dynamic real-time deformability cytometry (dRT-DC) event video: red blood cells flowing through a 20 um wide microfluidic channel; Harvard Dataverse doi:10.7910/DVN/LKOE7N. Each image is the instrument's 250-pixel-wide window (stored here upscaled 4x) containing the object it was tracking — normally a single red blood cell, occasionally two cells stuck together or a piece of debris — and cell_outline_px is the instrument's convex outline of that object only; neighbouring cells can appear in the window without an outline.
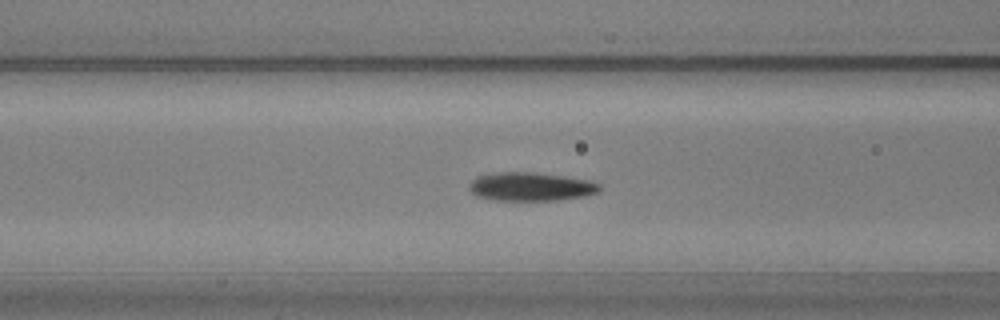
{"species": "common noctule bat (a hibernating species)", "species_latin": "Nyctalus noctula", "temperature_condition": "warm", "stored_images_in_passage": 55, "camera_frame_rate_fps": 3000, "um_per_image_px": 0.085, "animal": {"sex": "male", "body_mass_g": 20.5, "forearm_length_mm": 52.5}, "frame": {"image": 1, "passage_image": 21, "time_ms": 6.667, "image_size_px": [1000, 320], "cell_outline_px": [[600, 192], [584, 196], [556, 200], [496, 200], [476, 196], [468, 188], [468, 184], [476, 176], [496, 172], [536, 172], [564, 176], [588, 180], [600, 184]], "centroid_in_image_um": [45.1, 15.85], "position_along_channel_um": 121.5, "area_um2": 21.79}}
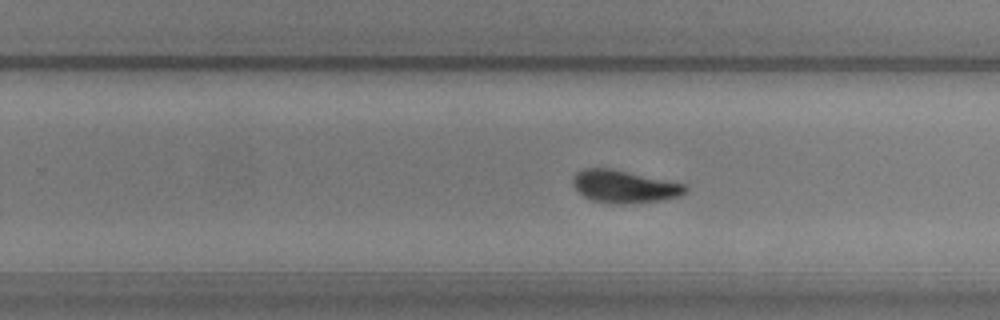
{"frame": {"image": 2, "passage_image": 34, "time_ms": 11.0, "image_size_px": [1000, 320], "cell_outline_px": [[688, 192], [680, 196], [664, 200], [620, 204], [592, 200], [584, 196], [572, 184], [572, 176], [576, 172], [584, 168], [612, 168], [684, 184], [688, 188]], "centroid_in_image_um": [53.07, 15.84], "position_along_channel_um": 276.7, "area_um2": 21.33}}
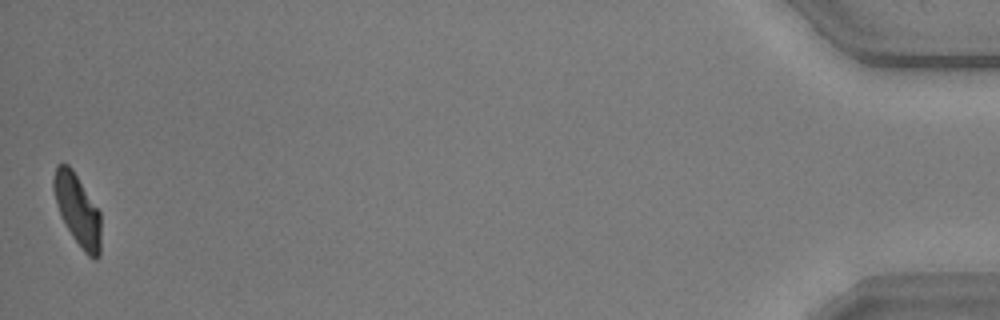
{"frame": {"image": 3, "passage_image": 55, "time_ms": 18.0, "image_size_px": [1000, 320], "cell_outline_px": [[100, 256], [96, 260], [88, 256], [84, 252], [72, 236], [60, 216], [52, 188], [52, 180], [56, 164], [68, 164], [72, 168], [100, 212]], "centroid_in_image_um": [6.57, 17.84], "position_along_channel_um": 428.6, "area_um2": 19.71}, "authors_computed_cell_mechanics": {"area_um2": 20.8658, "velocity_mm_per_s": 3.5912, "shape_relaxation_time_tau1_ms": 2.8211, "shape_relaxation_time_tau2_ms": 1.6929, "deformation_change_tau1": 0.1613, "deformation_change_tau2": 0.0812}}